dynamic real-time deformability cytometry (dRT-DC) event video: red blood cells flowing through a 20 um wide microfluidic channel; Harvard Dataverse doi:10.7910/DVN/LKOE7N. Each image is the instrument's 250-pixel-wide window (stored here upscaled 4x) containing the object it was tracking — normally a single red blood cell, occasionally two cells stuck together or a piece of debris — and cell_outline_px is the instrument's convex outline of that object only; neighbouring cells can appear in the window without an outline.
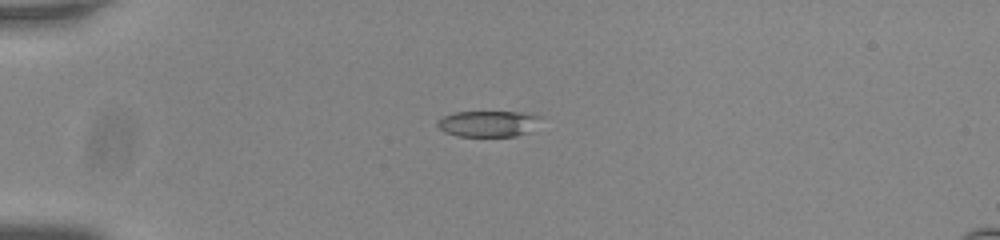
{"species": "common noctule bat (a hibernating species)", "species_latin": "Nyctalus noctula", "temperature_condition": "room temperature", "stored_images_in_passage": 41, "camera_frame_rate_fps": 3000, "um_per_image_px": 0.085, "animal": {"sex": "male", "body_mass_g": 20.0, "forearm_length_mm": 53.3}, "frame": {"image": 1, "passage_image": 1, "time_ms": 0.0, "image_size_px": [1000, 240], "cell_outline_px": [[540, 116], [528, 132], [516, 136], [456, 136], [444, 132], [436, 124], [444, 116], [456, 112], [520, 112]], "centroid_in_image_um": [41.43, 10.52], "position_along_channel_um": 43.6, "area_um2": 15.26}}
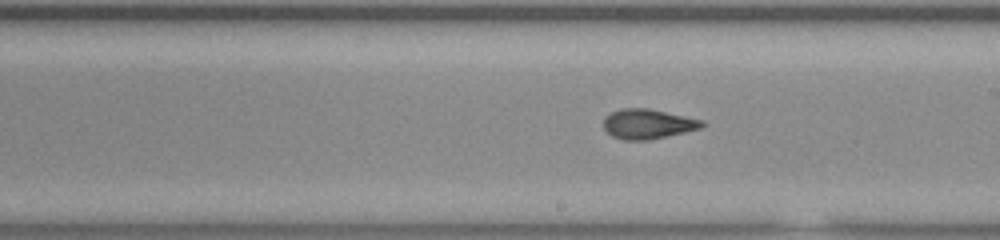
{"frame": {"image": 2, "passage_image": 19, "time_ms": 6.0, "image_size_px": [1000, 240], "cell_outline_px": [[708, 124], [700, 128], [684, 132], [648, 140], [624, 140], [612, 136], [604, 128], [604, 116], [620, 108], [648, 108], [704, 120]], "centroid_in_image_um": [55.07, 10.53], "position_along_channel_um": 233.9, "area_um2": 17.11}}
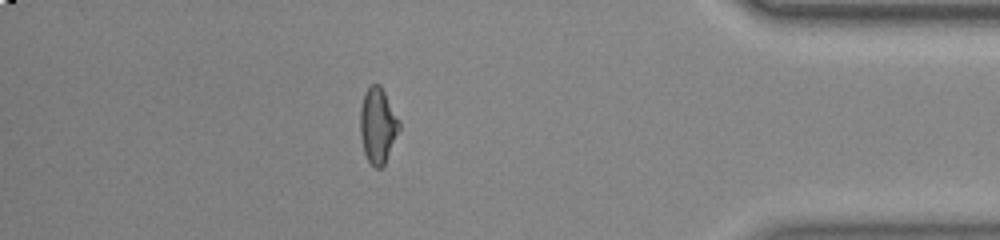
{"frame": {"image": 3, "passage_image": 35, "time_ms": 11.333, "image_size_px": [1000, 240], "cell_outline_px": [[400, 128], [384, 164], [380, 168], [376, 168], [368, 160], [364, 152], [360, 136], [360, 108], [364, 92], [372, 84], [380, 84], [400, 120]], "centroid_in_image_um": [32.1, 10.64], "position_along_channel_um": 403.1, "area_um2": 17.11}, "authors_computed_cell_mechanics": {"area_um2": 16.9932, "velocity_mm_per_s": 3.7744, "shape_relaxation_time_tau1_ms": null, "shape_relaxation_time_tau2_ms": 1.7537, "deformation_change_tau1": null, "deformation_change_tau2": 0.099}}